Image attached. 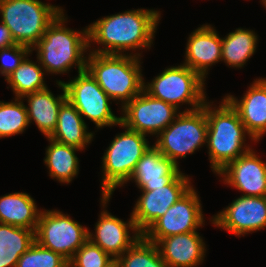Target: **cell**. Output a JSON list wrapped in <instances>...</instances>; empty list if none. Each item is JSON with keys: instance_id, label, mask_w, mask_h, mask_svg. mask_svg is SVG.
I'll return each instance as SVG.
<instances>
[{"instance_id": "6da1fadb", "label": "cell", "mask_w": 266, "mask_h": 267, "mask_svg": "<svg viewBox=\"0 0 266 267\" xmlns=\"http://www.w3.org/2000/svg\"><path fill=\"white\" fill-rule=\"evenodd\" d=\"M161 13L154 9H133L106 16L88 25V47L91 43L102 45L93 51L96 54L127 55L126 51L149 49ZM104 46V47H103Z\"/></svg>"}, {"instance_id": "7a4b0ae2", "label": "cell", "mask_w": 266, "mask_h": 267, "mask_svg": "<svg viewBox=\"0 0 266 267\" xmlns=\"http://www.w3.org/2000/svg\"><path fill=\"white\" fill-rule=\"evenodd\" d=\"M64 15L63 10L31 49L37 51L36 58L47 74L68 73L74 66L78 73L86 70L87 55L84 53L91 50L88 47V27L81 31L67 28L68 18Z\"/></svg>"}, {"instance_id": "3957f363", "label": "cell", "mask_w": 266, "mask_h": 267, "mask_svg": "<svg viewBox=\"0 0 266 267\" xmlns=\"http://www.w3.org/2000/svg\"><path fill=\"white\" fill-rule=\"evenodd\" d=\"M214 106L213 101H206L208 122L206 147L211 170L217 175L229 162L251 149L245 143L246 135L252 141L255 140L246 131L237 110L225 97L218 107Z\"/></svg>"}, {"instance_id": "277c9868", "label": "cell", "mask_w": 266, "mask_h": 267, "mask_svg": "<svg viewBox=\"0 0 266 267\" xmlns=\"http://www.w3.org/2000/svg\"><path fill=\"white\" fill-rule=\"evenodd\" d=\"M96 54L89 53L86 70L103 91L122 108L143 90L144 78L141 73V53Z\"/></svg>"}, {"instance_id": "5b68a950", "label": "cell", "mask_w": 266, "mask_h": 267, "mask_svg": "<svg viewBox=\"0 0 266 267\" xmlns=\"http://www.w3.org/2000/svg\"><path fill=\"white\" fill-rule=\"evenodd\" d=\"M63 10L40 0H0L1 22L16 44L31 49Z\"/></svg>"}, {"instance_id": "8992f818", "label": "cell", "mask_w": 266, "mask_h": 267, "mask_svg": "<svg viewBox=\"0 0 266 267\" xmlns=\"http://www.w3.org/2000/svg\"><path fill=\"white\" fill-rule=\"evenodd\" d=\"M118 126L125 131L115 136L102 158L101 196H112L117 187L127 184L136 163L151 146L146 135L130 130L121 123Z\"/></svg>"}, {"instance_id": "52a82bcc", "label": "cell", "mask_w": 266, "mask_h": 267, "mask_svg": "<svg viewBox=\"0 0 266 267\" xmlns=\"http://www.w3.org/2000/svg\"><path fill=\"white\" fill-rule=\"evenodd\" d=\"M204 81L194 70L180 64L164 69L151 83H145L144 80L143 89L178 110L181 105L188 104L190 108L184 111H192L201 108L207 101Z\"/></svg>"}, {"instance_id": "ba28073f", "label": "cell", "mask_w": 266, "mask_h": 267, "mask_svg": "<svg viewBox=\"0 0 266 267\" xmlns=\"http://www.w3.org/2000/svg\"><path fill=\"white\" fill-rule=\"evenodd\" d=\"M207 129L205 102L199 109L180 112L157 136L154 146L179 167V158H186L206 144Z\"/></svg>"}, {"instance_id": "9c48e42d", "label": "cell", "mask_w": 266, "mask_h": 267, "mask_svg": "<svg viewBox=\"0 0 266 267\" xmlns=\"http://www.w3.org/2000/svg\"><path fill=\"white\" fill-rule=\"evenodd\" d=\"M87 227L60 210L41 211L35 230V241L42 247L61 254L68 261L88 240Z\"/></svg>"}, {"instance_id": "30bf717a", "label": "cell", "mask_w": 266, "mask_h": 267, "mask_svg": "<svg viewBox=\"0 0 266 267\" xmlns=\"http://www.w3.org/2000/svg\"><path fill=\"white\" fill-rule=\"evenodd\" d=\"M62 82L68 101L82 118L91 120L97 129L120 124V117L115 116L109 103L112 99L87 70L79 72L73 80Z\"/></svg>"}, {"instance_id": "8fae6325", "label": "cell", "mask_w": 266, "mask_h": 267, "mask_svg": "<svg viewBox=\"0 0 266 267\" xmlns=\"http://www.w3.org/2000/svg\"><path fill=\"white\" fill-rule=\"evenodd\" d=\"M120 123L143 135L156 137L171 124L181 112L172 104L154 98L144 89L121 108Z\"/></svg>"}, {"instance_id": "7c38bea8", "label": "cell", "mask_w": 266, "mask_h": 267, "mask_svg": "<svg viewBox=\"0 0 266 267\" xmlns=\"http://www.w3.org/2000/svg\"><path fill=\"white\" fill-rule=\"evenodd\" d=\"M200 201L197 191L192 187L142 235L157 244L171 235L197 231L205 222Z\"/></svg>"}, {"instance_id": "4fadbf2b", "label": "cell", "mask_w": 266, "mask_h": 267, "mask_svg": "<svg viewBox=\"0 0 266 267\" xmlns=\"http://www.w3.org/2000/svg\"><path fill=\"white\" fill-rule=\"evenodd\" d=\"M188 175L180 173L170 184L152 191H141L131 213L137 229L143 234L176 203L193 185Z\"/></svg>"}, {"instance_id": "5bb4252c", "label": "cell", "mask_w": 266, "mask_h": 267, "mask_svg": "<svg viewBox=\"0 0 266 267\" xmlns=\"http://www.w3.org/2000/svg\"><path fill=\"white\" fill-rule=\"evenodd\" d=\"M210 221L237 237L266 228V196H243L211 217Z\"/></svg>"}, {"instance_id": "9a60e30c", "label": "cell", "mask_w": 266, "mask_h": 267, "mask_svg": "<svg viewBox=\"0 0 266 267\" xmlns=\"http://www.w3.org/2000/svg\"><path fill=\"white\" fill-rule=\"evenodd\" d=\"M111 196H102L101 211L99 221L95 224V234L89 230L88 239L95 245L99 246L111 258H119L127 249H129L137 239L142 235L137 229L132 216L124 222L118 217L109 213L105 207L110 201ZM132 231V237L130 236Z\"/></svg>"}, {"instance_id": "2e32d148", "label": "cell", "mask_w": 266, "mask_h": 267, "mask_svg": "<svg viewBox=\"0 0 266 267\" xmlns=\"http://www.w3.org/2000/svg\"><path fill=\"white\" fill-rule=\"evenodd\" d=\"M217 174L222 176L224 184L243 192V196H266V161L252 148Z\"/></svg>"}, {"instance_id": "e0dca14e", "label": "cell", "mask_w": 266, "mask_h": 267, "mask_svg": "<svg viewBox=\"0 0 266 267\" xmlns=\"http://www.w3.org/2000/svg\"><path fill=\"white\" fill-rule=\"evenodd\" d=\"M185 49L183 64L205 80L211 66L221 61L222 37L206 23L189 35Z\"/></svg>"}, {"instance_id": "ac0fdd59", "label": "cell", "mask_w": 266, "mask_h": 267, "mask_svg": "<svg viewBox=\"0 0 266 267\" xmlns=\"http://www.w3.org/2000/svg\"><path fill=\"white\" fill-rule=\"evenodd\" d=\"M225 98L237 110L246 131L258 142L266 133V78H257L241 100L227 94Z\"/></svg>"}, {"instance_id": "d6986e66", "label": "cell", "mask_w": 266, "mask_h": 267, "mask_svg": "<svg viewBox=\"0 0 266 267\" xmlns=\"http://www.w3.org/2000/svg\"><path fill=\"white\" fill-rule=\"evenodd\" d=\"M181 172L172 160L152 145L136 163L127 182L133 180L141 191H152L170 184Z\"/></svg>"}, {"instance_id": "ffe728a7", "label": "cell", "mask_w": 266, "mask_h": 267, "mask_svg": "<svg viewBox=\"0 0 266 267\" xmlns=\"http://www.w3.org/2000/svg\"><path fill=\"white\" fill-rule=\"evenodd\" d=\"M197 231L161 239L158 249L168 267H197L206 256V243Z\"/></svg>"}, {"instance_id": "44dd1931", "label": "cell", "mask_w": 266, "mask_h": 267, "mask_svg": "<svg viewBox=\"0 0 266 267\" xmlns=\"http://www.w3.org/2000/svg\"><path fill=\"white\" fill-rule=\"evenodd\" d=\"M56 84L63 91L57 97L47 87L46 89L25 95L22 98V100H27L28 102L26 108L29 124L33 121L46 138L53 134L57 125L60 106L67 99L63 82L57 80Z\"/></svg>"}, {"instance_id": "7402d4cb", "label": "cell", "mask_w": 266, "mask_h": 267, "mask_svg": "<svg viewBox=\"0 0 266 267\" xmlns=\"http://www.w3.org/2000/svg\"><path fill=\"white\" fill-rule=\"evenodd\" d=\"M87 130L88 127L84 118L66 99L60 106L56 128L49 138L58 143L83 150L92 142L95 134Z\"/></svg>"}, {"instance_id": "603a6c76", "label": "cell", "mask_w": 266, "mask_h": 267, "mask_svg": "<svg viewBox=\"0 0 266 267\" xmlns=\"http://www.w3.org/2000/svg\"><path fill=\"white\" fill-rule=\"evenodd\" d=\"M28 193L0 196V223L36 230L42 210Z\"/></svg>"}, {"instance_id": "cb8c5ba5", "label": "cell", "mask_w": 266, "mask_h": 267, "mask_svg": "<svg viewBox=\"0 0 266 267\" xmlns=\"http://www.w3.org/2000/svg\"><path fill=\"white\" fill-rule=\"evenodd\" d=\"M46 148L44 163L49 169V176L60 183H70L79 173L77 151H83L74 146L58 143L51 138Z\"/></svg>"}, {"instance_id": "d4e9b609", "label": "cell", "mask_w": 266, "mask_h": 267, "mask_svg": "<svg viewBox=\"0 0 266 267\" xmlns=\"http://www.w3.org/2000/svg\"><path fill=\"white\" fill-rule=\"evenodd\" d=\"M258 35L255 31L237 28L222 38L221 61L235 68H242L257 49Z\"/></svg>"}, {"instance_id": "484cf974", "label": "cell", "mask_w": 266, "mask_h": 267, "mask_svg": "<svg viewBox=\"0 0 266 267\" xmlns=\"http://www.w3.org/2000/svg\"><path fill=\"white\" fill-rule=\"evenodd\" d=\"M34 242V230L0 223V267H16Z\"/></svg>"}, {"instance_id": "4316f807", "label": "cell", "mask_w": 266, "mask_h": 267, "mask_svg": "<svg viewBox=\"0 0 266 267\" xmlns=\"http://www.w3.org/2000/svg\"><path fill=\"white\" fill-rule=\"evenodd\" d=\"M28 57L5 79L16 98H23L25 95L47 88L44 68L38 60L34 62Z\"/></svg>"}, {"instance_id": "83f0119b", "label": "cell", "mask_w": 266, "mask_h": 267, "mask_svg": "<svg viewBox=\"0 0 266 267\" xmlns=\"http://www.w3.org/2000/svg\"><path fill=\"white\" fill-rule=\"evenodd\" d=\"M116 260L120 267H168L157 244L143 235Z\"/></svg>"}, {"instance_id": "f1b7e54d", "label": "cell", "mask_w": 266, "mask_h": 267, "mask_svg": "<svg viewBox=\"0 0 266 267\" xmlns=\"http://www.w3.org/2000/svg\"><path fill=\"white\" fill-rule=\"evenodd\" d=\"M0 101V138L21 134L29 126L26 105L22 98Z\"/></svg>"}, {"instance_id": "f546056e", "label": "cell", "mask_w": 266, "mask_h": 267, "mask_svg": "<svg viewBox=\"0 0 266 267\" xmlns=\"http://www.w3.org/2000/svg\"><path fill=\"white\" fill-rule=\"evenodd\" d=\"M16 267H69V263L61 254L46 249L35 241L20 256Z\"/></svg>"}, {"instance_id": "4dcf8cb0", "label": "cell", "mask_w": 266, "mask_h": 267, "mask_svg": "<svg viewBox=\"0 0 266 267\" xmlns=\"http://www.w3.org/2000/svg\"><path fill=\"white\" fill-rule=\"evenodd\" d=\"M112 260L105 251L88 239L68 263L69 267H105Z\"/></svg>"}, {"instance_id": "1f68e13d", "label": "cell", "mask_w": 266, "mask_h": 267, "mask_svg": "<svg viewBox=\"0 0 266 267\" xmlns=\"http://www.w3.org/2000/svg\"><path fill=\"white\" fill-rule=\"evenodd\" d=\"M31 53L30 47L21 44L0 49V74L6 79Z\"/></svg>"}, {"instance_id": "d6a6232c", "label": "cell", "mask_w": 266, "mask_h": 267, "mask_svg": "<svg viewBox=\"0 0 266 267\" xmlns=\"http://www.w3.org/2000/svg\"><path fill=\"white\" fill-rule=\"evenodd\" d=\"M16 44L12 38L10 30L0 22V49Z\"/></svg>"}, {"instance_id": "836d02e7", "label": "cell", "mask_w": 266, "mask_h": 267, "mask_svg": "<svg viewBox=\"0 0 266 267\" xmlns=\"http://www.w3.org/2000/svg\"><path fill=\"white\" fill-rule=\"evenodd\" d=\"M105 267H120L119 263L116 259H113L109 264H107Z\"/></svg>"}, {"instance_id": "e575fe53", "label": "cell", "mask_w": 266, "mask_h": 267, "mask_svg": "<svg viewBox=\"0 0 266 267\" xmlns=\"http://www.w3.org/2000/svg\"><path fill=\"white\" fill-rule=\"evenodd\" d=\"M262 5H264L265 9H266V0H263Z\"/></svg>"}]
</instances>
